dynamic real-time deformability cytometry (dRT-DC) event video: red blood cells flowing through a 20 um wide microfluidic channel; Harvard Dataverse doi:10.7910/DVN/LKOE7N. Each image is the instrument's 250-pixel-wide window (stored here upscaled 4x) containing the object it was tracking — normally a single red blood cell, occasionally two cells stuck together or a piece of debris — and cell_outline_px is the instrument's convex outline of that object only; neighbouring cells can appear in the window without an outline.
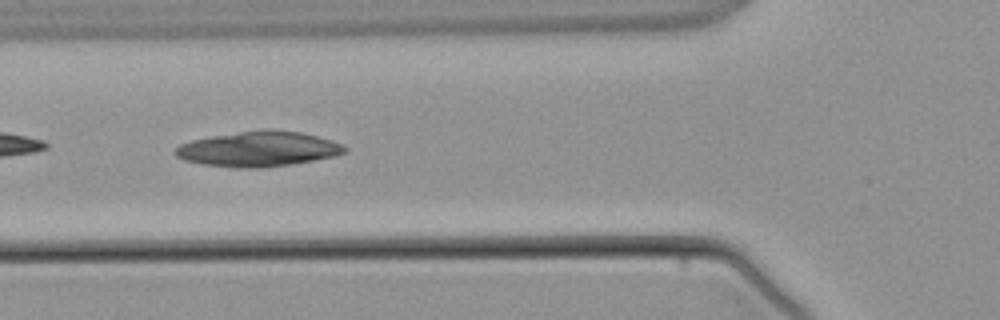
{"species": "common noctule bat (a hibernating species)", "species_latin": "Nyctalus noctula", "temperature_condition": "warm", "stored_images_in_passage": 4, "camera_frame_rate_fps": 3000, "um_per_image_px": 0.085, "animal": {"sex": "male", "body_mass_g": 21.5, "forearm_length_mm": 52.0}, "frame": {"image": 1, "passage_image": 4, "time_ms": 3.667, "image_size_px": [1000, 320], "cell_outline_px": [[348, 148], [344, 152], [336, 156], [292, 164], [260, 168], [236, 168], [204, 164], [184, 160], [176, 156], [176, 148], [180, 144], [192, 140], [208, 136], [240, 132], [300, 132], [332, 140], [344, 144]], "centroid_in_image_um": [21.97, 12.7], "position_along_channel_um": 103.8, "area_um2": 33.87}}